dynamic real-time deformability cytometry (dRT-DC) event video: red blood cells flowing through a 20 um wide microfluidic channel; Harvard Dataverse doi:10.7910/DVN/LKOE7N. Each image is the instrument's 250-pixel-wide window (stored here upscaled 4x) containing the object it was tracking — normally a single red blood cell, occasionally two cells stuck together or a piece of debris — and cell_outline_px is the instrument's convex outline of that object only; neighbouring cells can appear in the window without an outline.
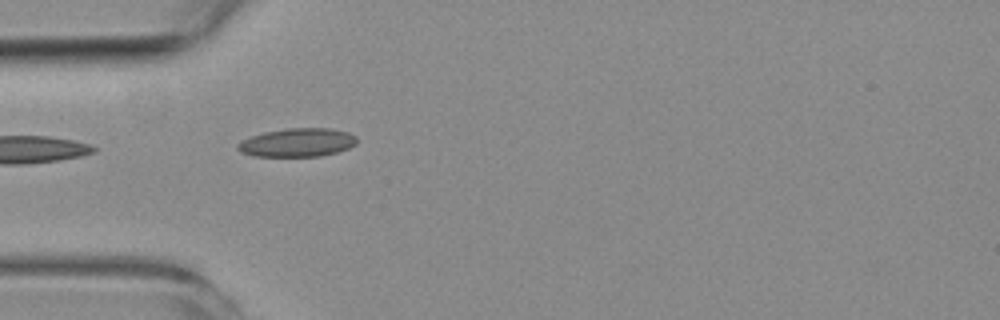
{"species": "common noctule bat (a hibernating species)", "species_latin": "Nyctalus noctula", "temperature_condition": "room temperature", "stored_images_in_passage": 4, "camera_frame_rate_fps": 3000, "um_per_image_px": 0.085, "animal": {"sex": "female", "body_mass_g": 19.3, "forearm_length_mm": 54.1}, "frame": {"image": 1, "passage_image": 4, "time_ms": 4.333, "image_size_px": [1000, 320], "cell_outline_px": [[356, 144], [348, 148], [336, 152], [320, 156], [252, 156], [240, 152], [236, 148], [236, 144], [240, 140], [264, 132], [288, 128], [328, 128], [348, 132], [356, 136]], "centroid_in_image_um": [25.23, 12.11], "position_along_channel_um": 59.8, "area_um2": 19.83}}